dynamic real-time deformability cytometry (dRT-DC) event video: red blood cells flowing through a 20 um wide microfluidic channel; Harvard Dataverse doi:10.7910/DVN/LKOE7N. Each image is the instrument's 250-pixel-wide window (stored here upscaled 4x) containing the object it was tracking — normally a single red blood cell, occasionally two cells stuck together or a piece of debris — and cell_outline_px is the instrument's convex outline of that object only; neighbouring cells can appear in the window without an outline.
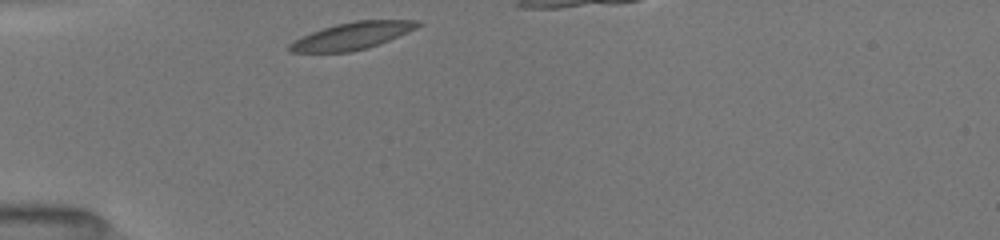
{"species": "common noctule bat (a hibernating species)", "species_latin": "Nyctalus noctula", "temperature_condition": "room temperature", "stored_images_in_passage": 38, "camera_frame_rate_fps": 3000, "um_per_image_px": 0.085, "animal": {"sex": "female", "body_mass_g": 19.5, "forearm_length_mm": 54.1}, "frame": {"image": 1, "passage_image": 1, "time_ms": 0.0, "image_size_px": [1000, 240], "cell_outline_px": [[424, 24], [408, 32], [368, 48], [352, 52], [288, 52], [288, 44], [300, 36], [336, 24], [356, 20], [424, 20]], "centroid_in_image_um": [29.95, 3.04], "position_along_channel_um": 55.1, "area_um2": 20.35}}
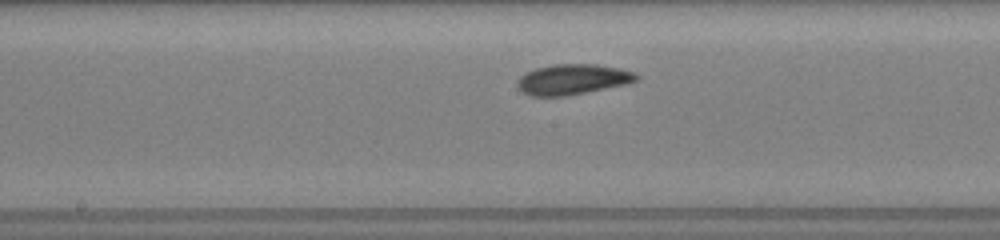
{"frame": {"image": 2, "passage_image": 12, "time_ms": 4.0, "image_size_px": [1000, 240], "cell_outline_px": [[640, 76], [636, 80], [624, 84], [568, 96], [528, 96], [520, 92], [516, 88], [516, 80], [520, 76], [536, 68], [552, 64], [596, 64], [620, 68], [636, 72]], "centroid_in_image_um": [48.62, 6.75], "position_along_channel_um": 199.6, "area_um2": 21.33}}
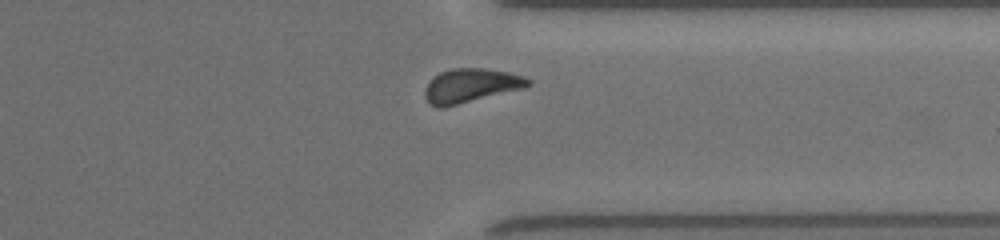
{"frame": {"image": 3, "passage_image": 32, "time_ms": 8.333, "image_size_px": [1000, 240], "cell_outline_px": [[532, 84], [524, 88], [444, 108], [436, 108], [424, 96], [424, 88], [440, 72], [452, 68], [484, 68], [508, 72], [524, 76], [532, 80]], "centroid_in_image_um": [40.04, 7.28], "position_along_channel_um": 371.4, "area_um2": 20.46}}